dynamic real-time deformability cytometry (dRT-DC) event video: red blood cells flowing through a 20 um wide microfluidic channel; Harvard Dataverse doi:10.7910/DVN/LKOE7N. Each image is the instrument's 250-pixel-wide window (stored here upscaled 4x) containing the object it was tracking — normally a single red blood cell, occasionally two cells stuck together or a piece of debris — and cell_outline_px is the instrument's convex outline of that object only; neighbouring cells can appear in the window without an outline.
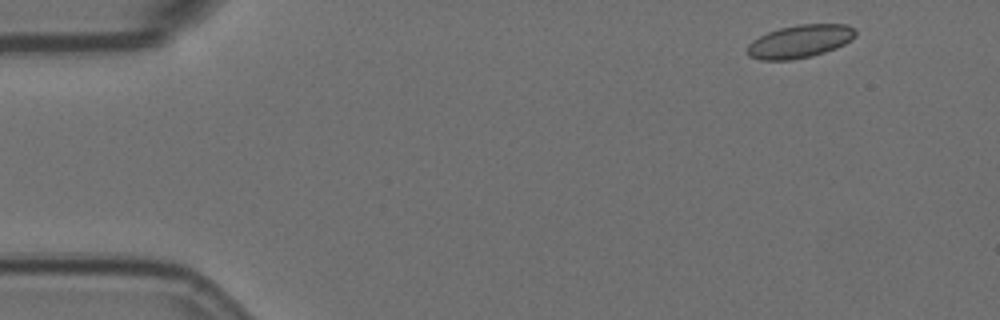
{"species": "Egyptian fruit bat (a non-hibernating species)", "species_latin": "Rousettus aegyptiacus", "temperature_condition": "room temperature", "stored_images_in_passage": 4, "camera_frame_rate_fps": 3000, "um_per_image_px": 0.085, "animal": {"sex": "female"}, "frame": {"image": 1, "passage_image": 1, "time_ms": 0.0, "image_size_px": [1000, 320], "cell_outline_px": [[856, 36], [852, 40], [836, 48], [812, 56], [792, 60], [760, 60], [748, 56], [748, 44], [752, 40], [768, 32], [780, 28], [796, 24], [848, 24], [856, 28]], "centroid_in_image_um": [68.02, 3.51], "position_along_channel_um": 17.0, "area_um2": 20.98}}
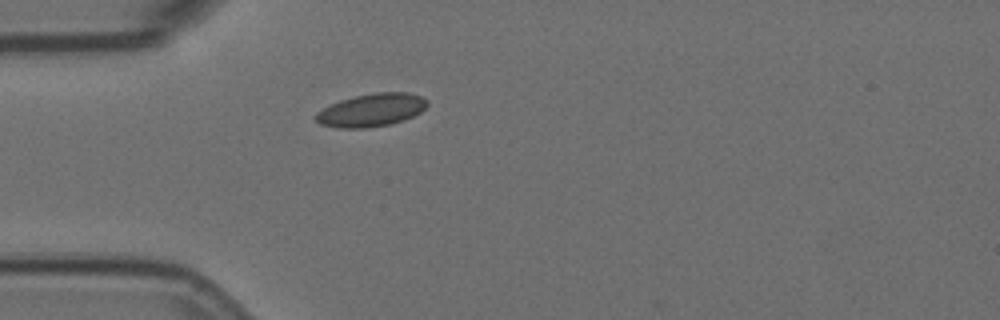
{"frame": {"image": 2, "passage_image": 4, "time_ms": 1.0, "image_size_px": [1000, 320], "cell_outline_px": [[428, 104], [420, 112], [404, 120], [388, 124], [364, 128], [336, 128], [320, 124], [312, 116], [316, 112], [340, 100], [356, 96], [376, 92], [408, 92], [420, 96], [428, 100]], "centroid_in_image_um": [31.55, 9.36], "position_along_channel_um": 53.5, "area_um2": 21.33}}